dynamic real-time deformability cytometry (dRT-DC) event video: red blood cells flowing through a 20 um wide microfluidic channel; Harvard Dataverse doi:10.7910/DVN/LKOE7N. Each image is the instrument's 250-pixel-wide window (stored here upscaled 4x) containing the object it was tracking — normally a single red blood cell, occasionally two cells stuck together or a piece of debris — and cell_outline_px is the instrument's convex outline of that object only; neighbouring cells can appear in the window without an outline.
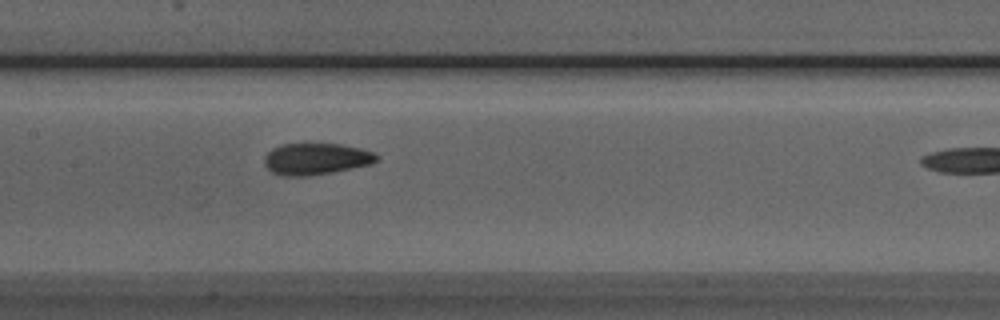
{"species": "Egyptian fruit bat (a non-hibernating species)", "species_latin": "Rousettus aegyptiacus", "temperature_condition": "room temperature", "stored_images_in_passage": 11, "camera_frame_rate_fps": 3000, "um_per_image_px": 0.085, "animal": {"sex": "male"}, "frame": {"image": 1, "passage_image": 10, "time_ms": 3.0, "image_size_px": [1000, 320], "cell_outline_px": [[380, 160], [372, 164], [332, 172], [308, 176], [280, 176], [272, 172], [264, 164], [264, 156], [272, 148], [284, 144], [340, 144], [360, 148], [372, 152], [380, 156]], "centroid_in_image_um": [26.87, 13.51], "position_along_channel_um": 180.5, "area_um2": 20.75}}